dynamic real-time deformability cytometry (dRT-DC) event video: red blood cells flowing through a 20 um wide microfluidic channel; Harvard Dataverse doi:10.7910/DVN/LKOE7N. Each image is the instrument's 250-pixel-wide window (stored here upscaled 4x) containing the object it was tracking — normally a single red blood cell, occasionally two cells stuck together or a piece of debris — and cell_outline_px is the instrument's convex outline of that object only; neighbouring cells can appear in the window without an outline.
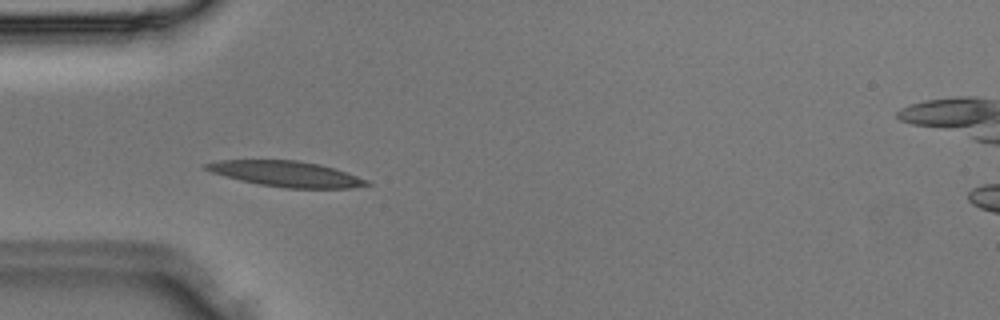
{"species": "Egyptian fruit bat (a non-hibernating species)", "species_latin": "Rousettus aegyptiacus", "temperature_condition": "room temperature", "stored_images_in_passage": 24, "camera_frame_rate_fps": 3000, "um_per_image_px": 0.085, "animal": {"sex": "male"}, "frame": {"image": 1, "passage_image": 1, "time_ms": 0.0, "image_size_px": [1000, 320], "cell_outline_px": [[372, 184], [352, 188], [288, 188], [260, 184], [240, 180], [224, 176], [212, 172], [204, 168], [200, 164], [220, 160], [300, 160], [320, 164], [368, 180]], "centroid_in_image_um": [24.29, 14.77], "position_along_channel_um": 60.7, "area_um2": 23.81}}
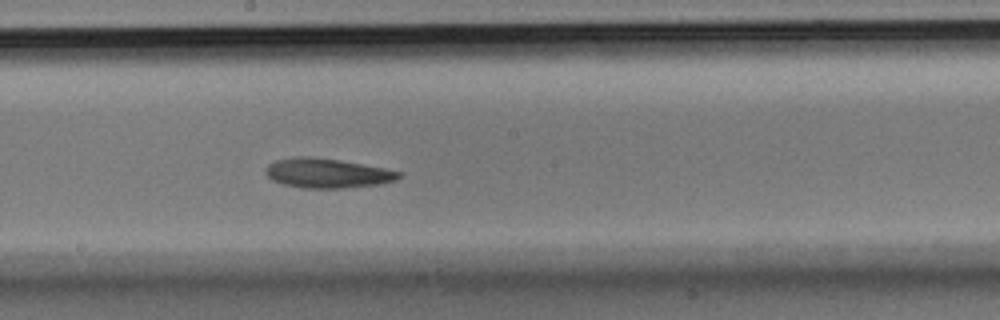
{"frame": {"image": 2, "passage_image": 10, "time_ms": 3.0, "image_size_px": [1000, 320], "cell_outline_px": [[404, 172], [396, 180], [380, 184], [344, 188], [304, 188], [284, 184], [272, 180], [264, 172], [264, 168], [268, 164], [276, 160], [296, 156], [312, 156], [340, 160], [384, 168]], "centroid_in_image_um": [27.8, 14.71], "position_along_channel_um": 220.4, "area_um2": 23.06}}
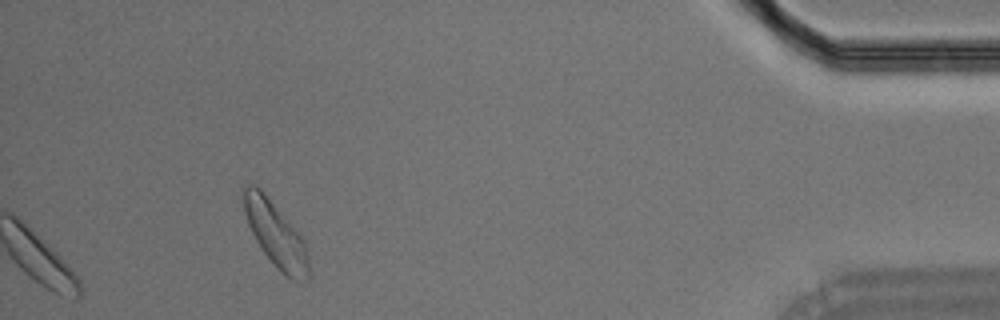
{"frame": {"image": 3, "passage_image": 24, "time_ms": 7.667, "image_size_px": [1000, 320], "cell_outline_px": [[308, 280], [292, 280], [284, 276], [276, 268], [260, 248], [248, 224], [244, 212], [240, 188], [244, 184], [256, 184], [264, 192], [300, 232], [304, 240], [308, 260]], "centroid_in_image_um": [23.39, 19.86], "position_along_channel_um": 411.8, "area_um2": 25.14}}